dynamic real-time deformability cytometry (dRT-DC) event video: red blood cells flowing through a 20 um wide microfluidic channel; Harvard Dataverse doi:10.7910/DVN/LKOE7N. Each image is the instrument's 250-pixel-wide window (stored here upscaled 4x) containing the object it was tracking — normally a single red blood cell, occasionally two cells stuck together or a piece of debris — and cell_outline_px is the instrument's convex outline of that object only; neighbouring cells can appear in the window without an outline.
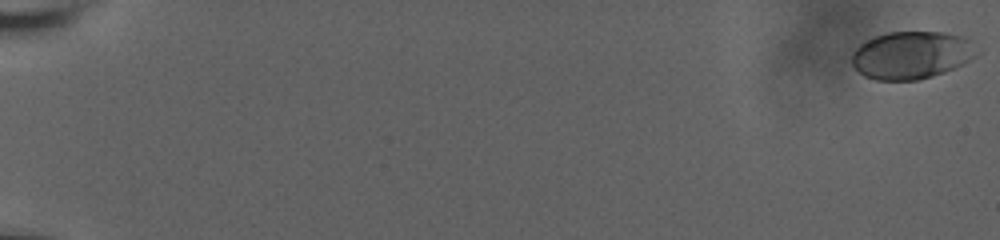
{"species": "human", "species_latin": "Homo sapiens", "temperature_condition": "room temperature", "stored_images_in_passage": 61, "camera_frame_rate_fps": 3000, "um_per_image_px": 0.085, "donor": {"sex": "male"}, "frame": {"image": 1, "passage_image": 1, "time_ms": 0.0, "image_size_px": [1000, 240], "cell_outline_px": [[980, 52], [976, 56], [944, 72], [920, 80], [876, 80], [864, 76], [852, 64], [852, 52], [864, 40], [888, 32], [944, 32], [964, 36]], "centroid_in_image_um": [77.46, 4.68], "position_along_channel_um": 7.5, "area_um2": 34.62}}
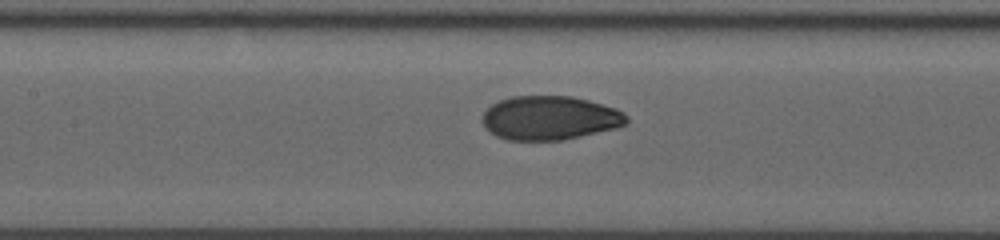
{"frame": {"image": 2, "passage_image": 32, "time_ms": 10.333, "image_size_px": [1000, 240], "cell_outline_px": [[628, 124], [616, 128], [564, 140], [508, 140], [496, 136], [484, 128], [480, 120], [484, 112], [492, 104], [500, 100], [512, 96], [572, 96], [588, 100], [616, 108], [624, 112], [628, 116]], "centroid_in_image_um": [46.73, 10.03], "position_along_channel_um": 160.7, "area_um2": 37.28}}
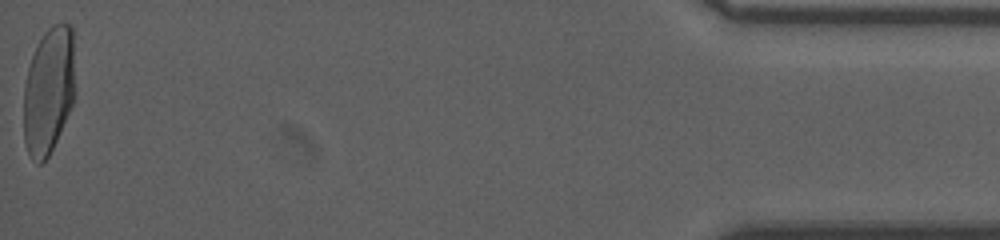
{"frame": {"image": 3, "passage_image": 61, "time_ms": 20.0, "image_size_px": [1000, 240], "cell_outline_px": [[72, 104], [56, 140], [48, 156], [40, 164], [36, 164], [32, 160], [28, 152], [24, 140], [24, 88], [28, 68], [32, 56], [44, 32], [52, 24], [68, 24], [72, 28]], "centroid_in_image_um": [4.09, 7.74], "position_along_channel_um": 431.1, "area_um2": 37.05}, "authors_computed_cell_mechanics": {"area_um2": 36.8764, "velocity_mm_per_s": 3.6837, "shape_relaxation_time_tau1_ms": 5.0546, "shape_relaxation_time_tau2_ms": null, "deformation_change_tau1": 0.1909, "deformation_change_tau2": null}}